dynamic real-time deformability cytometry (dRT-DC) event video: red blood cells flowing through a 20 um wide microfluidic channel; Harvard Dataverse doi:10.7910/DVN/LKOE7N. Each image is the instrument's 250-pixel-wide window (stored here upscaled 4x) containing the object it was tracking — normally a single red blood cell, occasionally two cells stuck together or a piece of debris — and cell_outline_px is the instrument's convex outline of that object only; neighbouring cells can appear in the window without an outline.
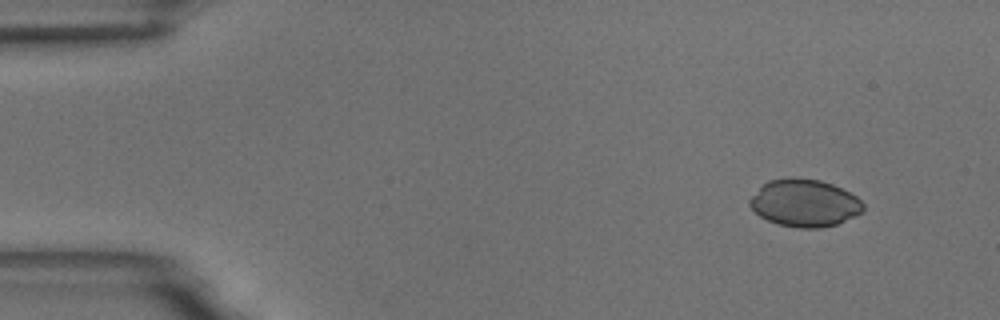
{"species": "common noctule bat (a hibernating species)", "species_latin": "Nyctalus noctula", "temperature_condition": "room temperature", "stored_images_in_passage": 53, "camera_frame_rate_fps": 3000, "um_per_image_px": 0.085, "animal": {"sex": "male", "body_mass_g": 18.8}, "frame": {"image": 1, "passage_image": 2, "time_ms": 0.333, "image_size_px": [1000, 320], "cell_outline_px": [[864, 212], [836, 224], [820, 228], [800, 228], [776, 224], [760, 216], [748, 204], [748, 200], [768, 180], [820, 180], [832, 184], [856, 196], [864, 204]], "centroid_in_image_um": [68.41, 17.3], "position_along_channel_um": 16.6, "area_um2": 30.63}}
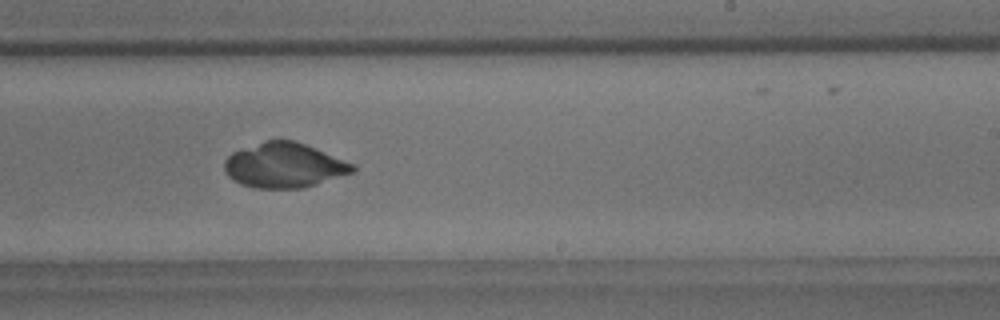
{"frame": {"image": 2, "passage_image": 31, "time_ms": 10.0, "image_size_px": [1000, 320], "cell_outline_px": [[356, 172], [316, 184], [300, 188], [256, 188], [240, 184], [232, 180], [224, 172], [224, 160], [232, 152], [264, 140], [296, 140], [356, 164]], "centroid_in_image_um": [24.17, 14.05], "position_along_channel_um": 264.8, "area_um2": 33.87}}
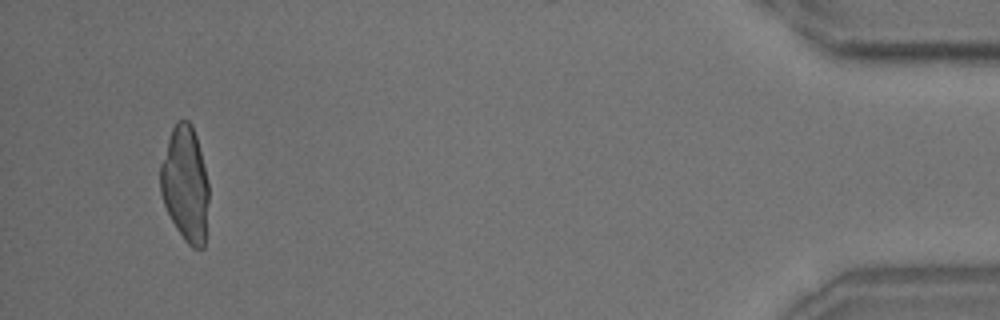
{"frame": {"image": 3, "passage_image": 50, "time_ms": 16.333, "image_size_px": [1000, 320], "cell_outline_px": [[208, 200], [204, 248], [192, 248], [184, 240], [176, 228], [164, 204], [160, 192], [160, 164], [172, 128], [176, 120], [188, 120], [192, 124], [196, 136], [208, 180]], "centroid_in_image_um": [15.74, 15.64], "position_along_channel_um": 419.5, "area_um2": 32.43}}